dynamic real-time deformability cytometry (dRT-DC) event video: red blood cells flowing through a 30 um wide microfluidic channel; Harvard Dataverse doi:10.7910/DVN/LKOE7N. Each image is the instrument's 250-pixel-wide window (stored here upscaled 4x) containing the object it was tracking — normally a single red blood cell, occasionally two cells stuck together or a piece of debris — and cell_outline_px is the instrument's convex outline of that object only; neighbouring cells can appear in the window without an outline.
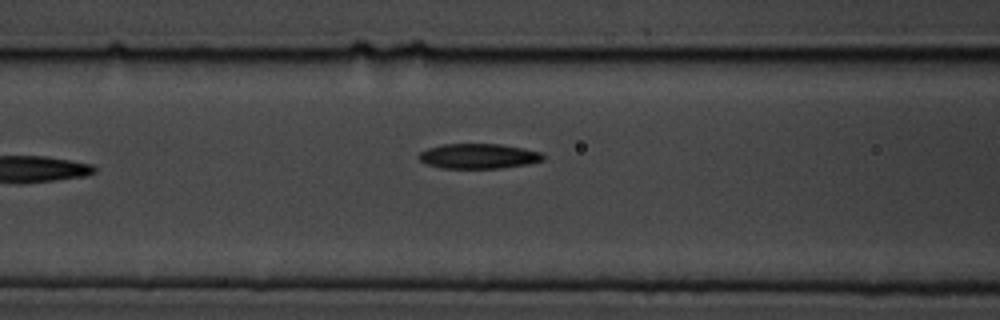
{"species": "common noctule bat (a hibernating species)", "species_latin": "Nyctalus noctula", "temperature_condition": "cold", "stored_images_in_passage": 5, "camera_frame_rate_fps": 3000, "um_per_image_px": 0.085, "animal": {"sex": "male", "body_mass_g": 19.5, "forearm_length_mm": 54.6}, "frame": {"image": 1, "passage_image": 5, "time_ms": 5.667, "image_size_px": [1000, 320], "cell_outline_px": [[544, 160], [528, 164], [500, 168], [440, 168], [428, 164], [420, 160], [416, 156], [420, 152], [428, 148], [444, 144], [500, 144], [524, 148], [544, 152]], "centroid_in_image_um": [40.7, 13.27], "position_along_channel_um": 125.9, "area_um2": 18.21}}